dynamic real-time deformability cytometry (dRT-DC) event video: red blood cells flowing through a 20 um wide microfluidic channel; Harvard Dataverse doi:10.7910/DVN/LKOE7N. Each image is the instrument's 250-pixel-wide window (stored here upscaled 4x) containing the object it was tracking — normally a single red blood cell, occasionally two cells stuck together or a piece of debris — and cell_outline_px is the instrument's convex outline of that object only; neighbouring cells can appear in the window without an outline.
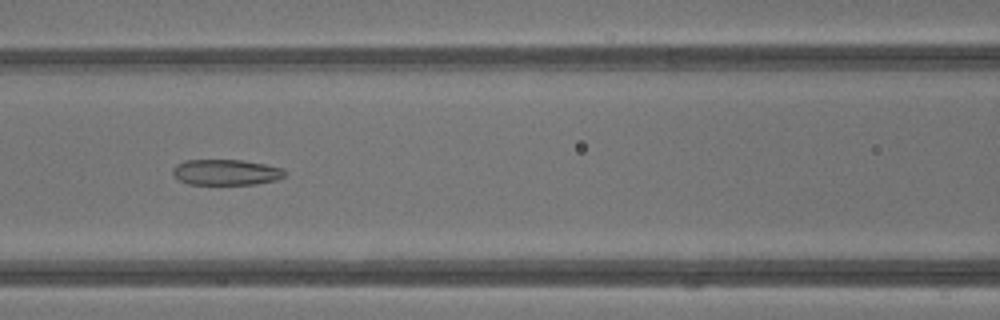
{"species": "common noctule bat (a hibernating species)", "species_latin": "Nyctalus noctula", "temperature_condition": "warm", "stored_images_in_passage": 42, "camera_frame_rate_fps": 3000, "um_per_image_px": 0.085, "animal": {"sex": "male", "body_mass_g": 13.3}, "frame": {"image": 1, "passage_image": 19, "time_ms": 6.0, "image_size_px": [1000, 320], "cell_outline_px": [[284, 176], [276, 180], [256, 184], [188, 184], [180, 180], [172, 172], [172, 168], [176, 164], [184, 160], [240, 160], [264, 164], [280, 168], [284, 172]], "centroid_in_image_um": [19.17, 14.64], "position_along_channel_um": 147.4, "area_um2": 16.59}}
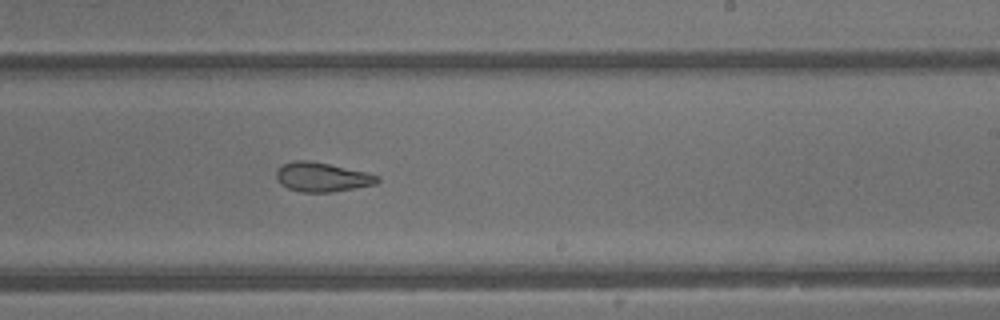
{"frame": {"image": 2, "passage_image": 26, "time_ms": 8.333, "image_size_px": [1000, 320], "cell_outline_px": [[380, 180], [376, 184], [332, 192], [300, 192], [288, 188], [280, 184], [276, 180], [276, 172], [284, 164], [292, 160], [308, 160], [368, 172], [380, 176]], "centroid_in_image_um": [27.38, 15.05], "position_along_channel_um": 261.6, "area_um2": 17.28}}
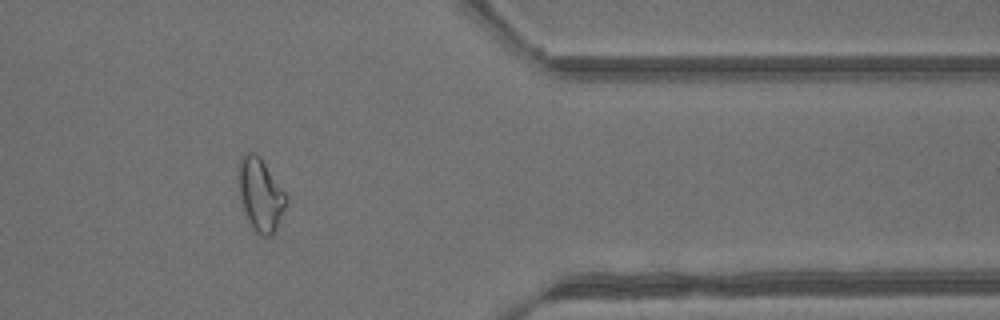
{"frame": {"image": 3, "passage_image": 35, "time_ms": 11.333, "image_size_px": [1000, 320], "cell_outline_px": [[288, 200], [276, 228], [272, 236], [260, 236], [252, 228], [244, 212], [240, 196], [236, 176], [240, 160], [244, 152], [256, 152], [260, 156], [288, 196]], "centroid_in_image_um": [22.12, 16.51], "position_along_channel_um": 389.3, "area_um2": 20.52}, "authors_computed_cell_mechanics": {"area_um2": 20.7502, "velocity_mm_per_s": 4.9042, "shape_relaxation_time_tau1_ms": null, "shape_relaxation_time_tau2_ms": 1.5083, "deformation_change_tau1": null, "deformation_change_tau2": 0.0975}}